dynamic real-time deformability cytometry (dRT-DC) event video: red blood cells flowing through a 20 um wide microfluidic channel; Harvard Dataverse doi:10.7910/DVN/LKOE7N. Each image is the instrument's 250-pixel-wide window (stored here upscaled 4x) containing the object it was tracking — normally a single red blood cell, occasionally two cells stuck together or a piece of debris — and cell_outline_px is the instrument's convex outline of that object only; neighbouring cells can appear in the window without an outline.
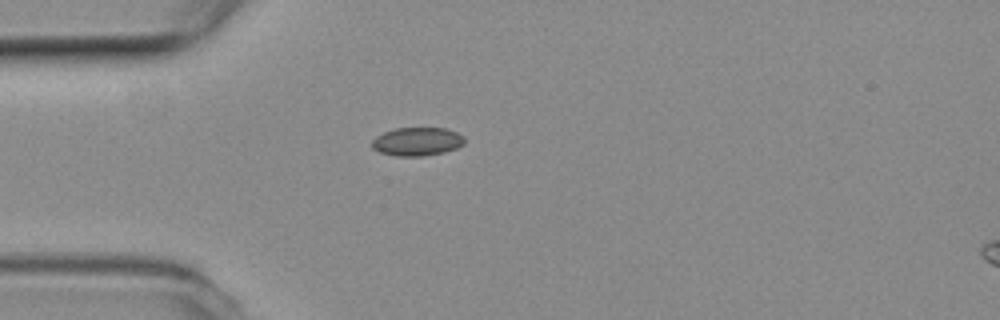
{"species": "common noctule bat (a hibernating species)", "species_latin": "Nyctalus noctula", "temperature_condition": "room temperature", "stored_images_in_passage": 15, "camera_frame_rate_fps": 3000, "um_per_image_px": 0.085, "animal": {"sex": "female", "body_mass_g": 19.3, "forearm_length_mm": 54.1}, "frame": {"image": 1, "passage_image": 1, "time_ms": 0.0, "image_size_px": [1000, 320], "cell_outline_px": [[464, 144], [456, 148], [444, 152], [424, 156], [396, 156], [380, 152], [372, 148], [372, 140], [376, 136], [384, 132], [396, 128], [444, 128], [456, 132], [464, 136]], "centroid_in_image_um": [35.45, 12.03], "position_along_channel_um": 49.5, "area_um2": 15.32}}
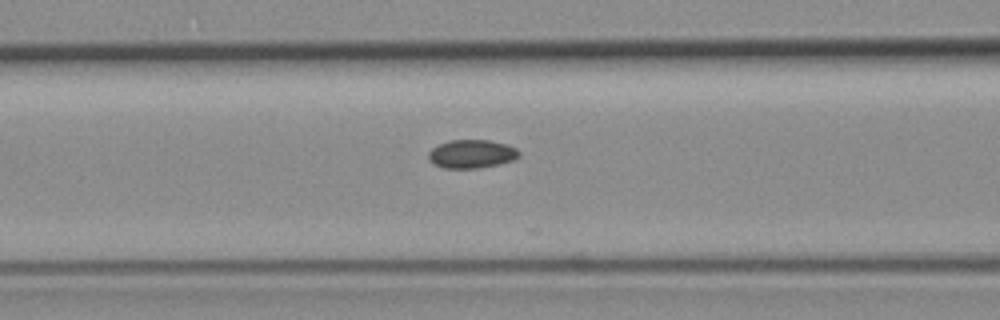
{"frame": {"image": 2, "passage_image": 8, "time_ms": 2.333, "image_size_px": [1000, 320], "cell_outline_px": [[520, 156], [512, 160], [500, 164], [480, 168], [444, 168], [432, 164], [428, 160], [428, 152], [432, 148], [448, 140], [488, 140], [504, 144], [516, 148], [520, 152]], "centroid_in_image_um": [40.06, 13.09], "position_along_channel_um": 126.5, "area_um2": 15.09}}
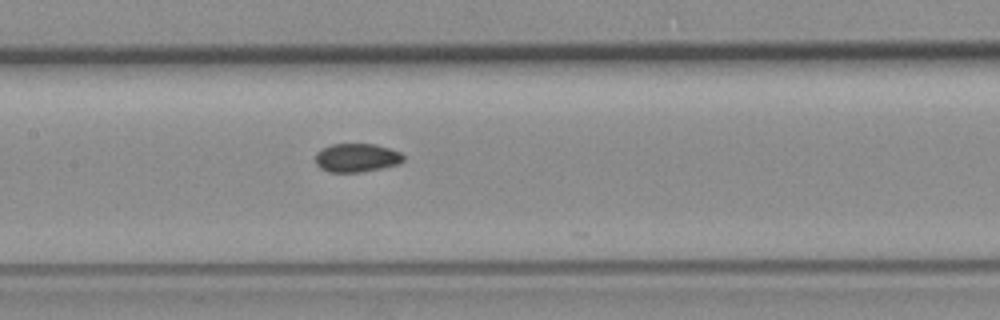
{"frame": {"image": 3, "passage_image": 12, "time_ms": 3.667, "image_size_px": [1000, 320], "cell_outline_px": [[404, 160], [400, 164], [360, 172], [328, 172], [320, 168], [316, 164], [316, 152], [332, 144], [376, 144], [400, 152], [404, 156]], "centroid_in_image_um": [30.32, 13.41], "position_along_channel_um": 177.1, "area_um2": 14.62}}